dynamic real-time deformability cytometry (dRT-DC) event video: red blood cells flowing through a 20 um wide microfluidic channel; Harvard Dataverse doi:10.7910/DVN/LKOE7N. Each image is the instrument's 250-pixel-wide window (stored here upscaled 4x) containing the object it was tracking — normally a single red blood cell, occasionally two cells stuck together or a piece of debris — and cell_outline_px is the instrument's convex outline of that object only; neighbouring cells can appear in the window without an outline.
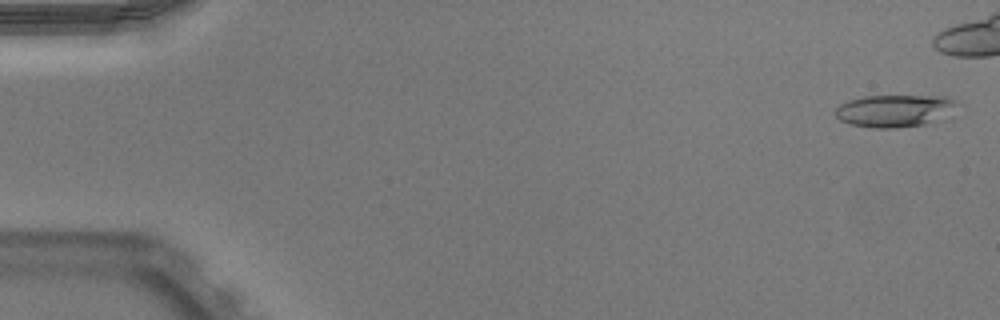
{"species": "Egyptian fruit bat (a non-hibernating species)", "species_latin": "Rousettus aegyptiacus", "temperature_condition": "warm", "stored_images_in_passage": 43, "camera_frame_rate_fps": 3000, "um_per_image_px": 0.085, "animal": {"sex": "male"}, "frame": {"image": 1, "passage_image": 2, "time_ms": 0.333, "image_size_px": [1000, 320], "cell_outline_px": [[960, 104], [944, 120], [924, 124], [896, 128], [872, 128], [852, 124], [840, 120], [836, 116], [836, 108], [840, 104], [848, 100], [864, 96], [944, 96], [960, 100]], "centroid_in_image_um": [76.14, 9.41], "position_along_channel_um": 8.9, "area_um2": 23.35}}
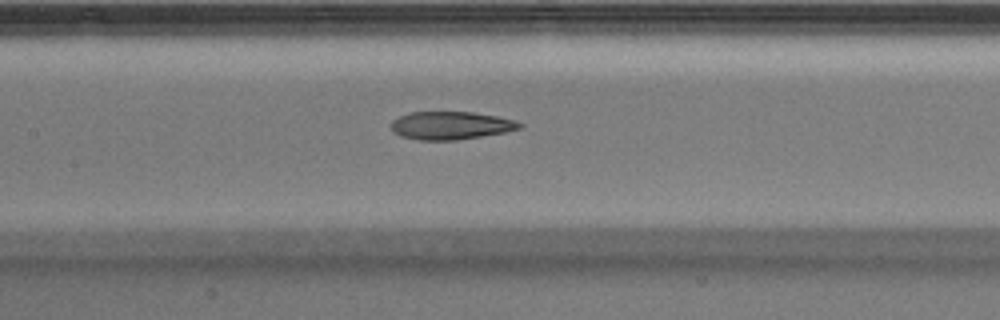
{"frame": {"image": 2, "passage_image": 25, "time_ms": 8.0, "image_size_px": [1000, 320], "cell_outline_px": [[524, 128], [504, 132], [456, 140], [420, 140], [400, 136], [392, 132], [388, 124], [392, 120], [408, 112], [472, 112], [496, 116], [516, 120], [524, 124]], "centroid_in_image_um": [38.29, 10.66], "position_along_channel_um": 169.1, "area_um2": 21.15}}
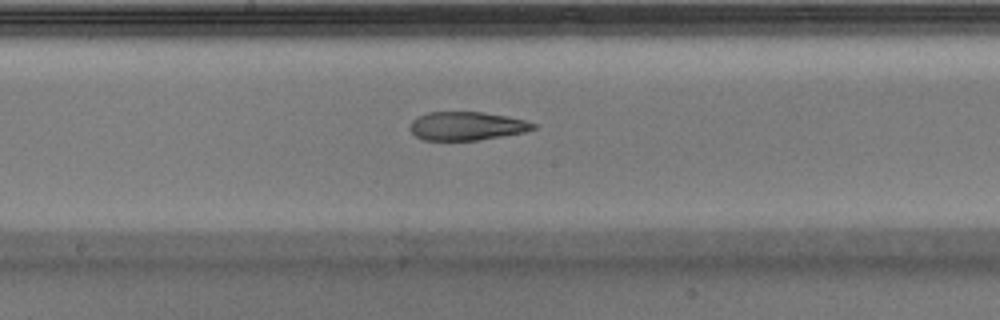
{"frame": {"image": 3, "passage_image": 28, "time_ms": 9.0, "image_size_px": [1000, 320], "cell_outline_px": [[536, 128], [524, 132], [476, 140], [424, 140], [416, 136], [408, 128], [412, 120], [428, 112], [480, 112], [508, 116], [524, 120], [536, 124]], "centroid_in_image_um": [39.65, 10.71], "position_along_channel_um": 208.5, "area_um2": 20.29}}